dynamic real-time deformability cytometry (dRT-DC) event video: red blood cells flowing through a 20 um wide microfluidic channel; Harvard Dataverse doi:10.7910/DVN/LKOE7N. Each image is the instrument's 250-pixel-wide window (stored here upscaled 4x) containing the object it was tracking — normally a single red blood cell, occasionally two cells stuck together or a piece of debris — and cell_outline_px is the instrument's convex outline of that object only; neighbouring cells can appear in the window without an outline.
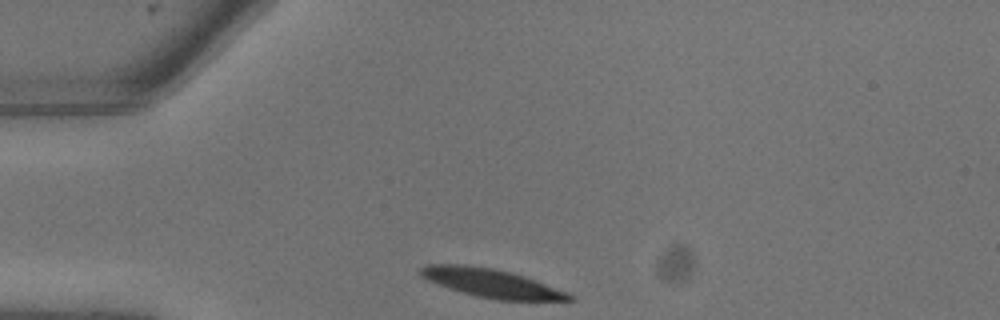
{"species": "common noctule bat (a hibernating species)", "species_latin": "Nyctalus noctula", "temperature_condition": "warm", "stored_images_in_passage": 8, "camera_frame_rate_fps": 3000, "um_per_image_px": 0.085, "animal": {"sex": "male", "body_mass_g": 13.3}, "frame": {"image": 1, "passage_image": 1, "time_ms": 0.0, "image_size_px": [1000, 320], "cell_outline_px": [[572, 300], [496, 300], [476, 296], [448, 288], [428, 280], [420, 276], [416, 272], [420, 268], [428, 264], [460, 264], [492, 268], [524, 276], [564, 292], [572, 296]], "centroid_in_image_um": [41.64, 24.05], "position_along_channel_um": 43.4, "area_um2": 24.22}}
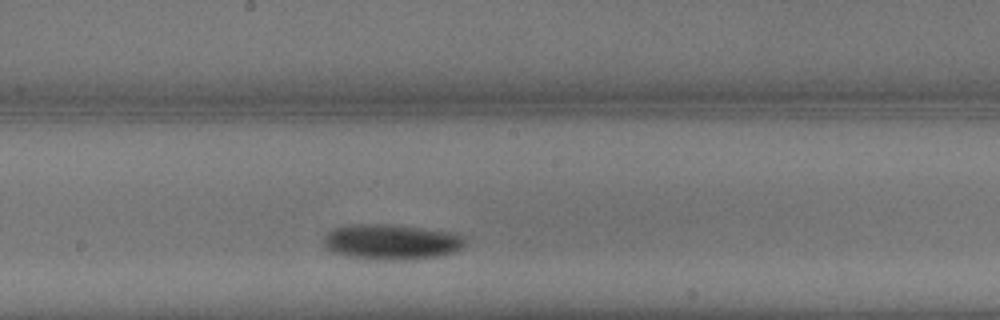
{"frame": {"image": 2, "passage_image": 8, "time_ms": 2.333, "image_size_px": [1000, 320], "cell_outline_px": [[464, 248], [456, 252], [444, 256], [404, 260], [380, 260], [348, 256], [332, 252], [324, 244], [324, 236], [332, 228], [352, 224], [388, 224], [452, 232], [464, 236]], "centroid_in_image_um": [33.3, 20.57], "position_along_channel_um": 214.9, "area_um2": 29.42}}